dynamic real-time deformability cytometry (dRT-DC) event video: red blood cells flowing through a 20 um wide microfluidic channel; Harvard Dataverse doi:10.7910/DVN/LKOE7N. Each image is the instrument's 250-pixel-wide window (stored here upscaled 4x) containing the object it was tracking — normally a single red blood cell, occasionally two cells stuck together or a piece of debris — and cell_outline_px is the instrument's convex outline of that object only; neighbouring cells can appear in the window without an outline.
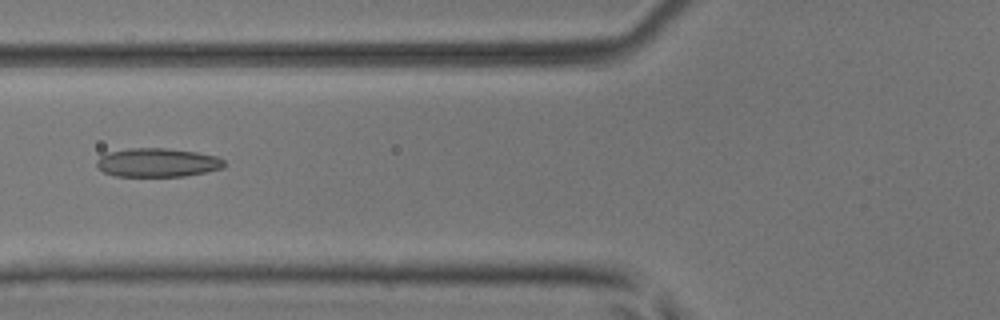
{"species": "common noctule bat (a hibernating species)", "species_latin": "Nyctalus noctula", "temperature_condition": "room temperature", "stored_images_in_passage": 6, "camera_frame_rate_fps": 3000, "um_per_image_px": 0.085, "animal": {"sex": "male", "body_mass_g": 17.9, "forearm_length_mm": 54.2}, "frame": {"image": 1, "passage_image": 6, "time_ms": 1.667, "image_size_px": [1000, 320], "cell_outline_px": [[224, 168], [184, 176], [116, 176], [104, 172], [96, 164], [96, 160], [100, 156], [108, 152], [128, 148], [164, 148], [196, 152], [216, 156], [224, 160]], "centroid_in_image_um": [13.37, 13.81], "position_along_channel_um": 112.4, "area_um2": 21.27}}